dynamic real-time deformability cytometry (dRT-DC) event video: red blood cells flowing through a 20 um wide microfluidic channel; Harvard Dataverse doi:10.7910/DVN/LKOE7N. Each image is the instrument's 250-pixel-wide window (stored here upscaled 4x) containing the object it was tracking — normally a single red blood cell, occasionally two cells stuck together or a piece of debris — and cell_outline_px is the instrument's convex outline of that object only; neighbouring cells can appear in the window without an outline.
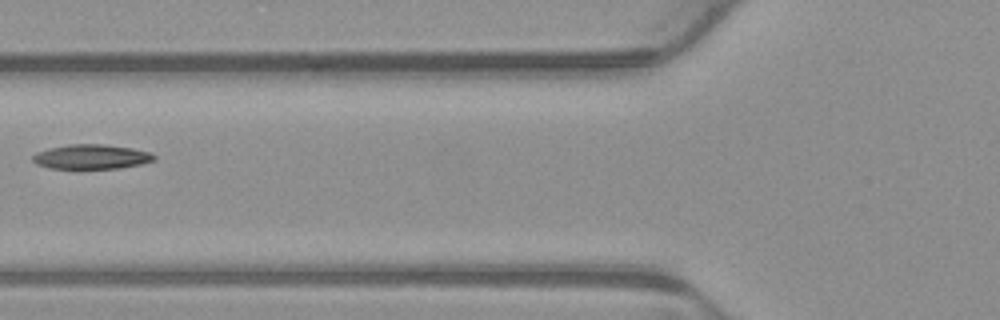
{"species": "common noctule bat (a hibernating species)", "species_latin": "Nyctalus noctula", "temperature_condition": "warm", "stored_images_in_passage": 4, "camera_frame_rate_fps": 3000, "um_per_image_px": 0.085, "animal": {"sex": "male", "body_mass_g": 23.1, "forearm_length_mm": 52.7}, "frame": {"image": 1, "passage_image": 3, "time_ms": 0.667, "image_size_px": [1000, 320], "cell_outline_px": [[156, 160], [140, 164], [120, 168], [48, 168], [36, 164], [32, 160], [32, 156], [36, 152], [48, 148], [68, 144], [104, 144], [132, 148], [152, 152], [156, 156]], "centroid_in_image_um": [7.77, 13.31], "position_along_channel_um": 118.0, "area_um2": 17.51}}
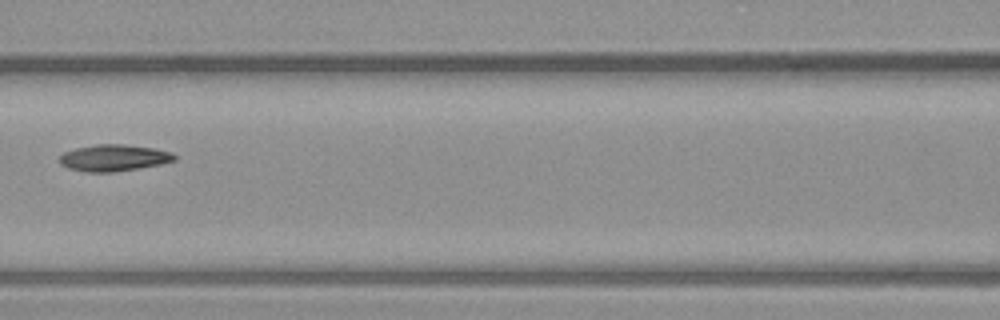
{"frame": {"image": 2, "passage_image": 4, "time_ms": 1.0, "image_size_px": [1000, 320], "cell_outline_px": [[176, 160], [160, 164], [140, 168], [112, 172], [84, 172], [68, 168], [60, 164], [60, 156], [64, 152], [76, 148], [96, 144], [124, 144], [156, 148], [172, 152], [176, 156]], "centroid_in_image_um": [9.69, 13.41], "position_along_channel_um": 156.9, "area_um2": 17.92}}